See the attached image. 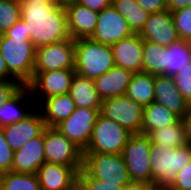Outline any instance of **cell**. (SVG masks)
<instances>
[{"label": "cell", "mask_w": 191, "mask_h": 190, "mask_svg": "<svg viewBox=\"0 0 191 190\" xmlns=\"http://www.w3.org/2000/svg\"><path fill=\"white\" fill-rule=\"evenodd\" d=\"M21 20L35 47L70 39L64 6L53 1H20Z\"/></svg>", "instance_id": "obj_1"}, {"label": "cell", "mask_w": 191, "mask_h": 190, "mask_svg": "<svg viewBox=\"0 0 191 190\" xmlns=\"http://www.w3.org/2000/svg\"><path fill=\"white\" fill-rule=\"evenodd\" d=\"M191 161V141L178 148H165L151 143L150 167L153 185L166 190L176 178L178 171Z\"/></svg>", "instance_id": "obj_2"}, {"label": "cell", "mask_w": 191, "mask_h": 190, "mask_svg": "<svg viewBox=\"0 0 191 190\" xmlns=\"http://www.w3.org/2000/svg\"><path fill=\"white\" fill-rule=\"evenodd\" d=\"M75 43L74 70L80 76L95 79L115 66L111 45L91 38H79Z\"/></svg>", "instance_id": "obj_3"}, {"label": "cell", "mask_w": 191, "mask_h": 190, "mask_svg": "<svg viewBox=\"0 0 191 190\" xmlns=\"http://www.w3.org/2000/svg\"><path fill=\"white\" fill-rule=\"evenodd\" d=\"M0 53L4 58L8 72L22 85L33 78L36 47L31 40L0 35Z\"/></svg>", "instance_id": "obj_4"}, {"label": "cell", "mask_w": 191, "mask_h": 190, "mask_svg": "<svg viewBox=\"0 0 191 190\" xmlns=\"http://www.w3.org/2000/svg\"><path fill=\"white\" fill-rule=\"evenodd\" d=\"M121 155L132 182L153 185L150 167L151 141L148 135L131 134Z\"/></svg>", "instance_id": "obj_5"}, {"label": "cell", "mask_w": 191, "mask_h": 190, "mask_svg": "<svg viewBox=\"0 0 191 190\" xmlns=\"http://www.w3.org/2000/svg\"><path fill=\"white\" fill-rule=\"evenodd\" d=\"M131 134L115 121L99 114L83 153L121 154Z\"/></svg>", "instance_id": "obj_6"}, {"label": "cell", "mask_w": 191, "mask_h": 190, "mask_svg": "<svg viewBox=\"0 0 191 190\" xmlns=\"http://www.w3.org/2000/svg\"><path fill=\"white\" fill-rule=\"evenodd\" d=\"M82 168L95 179L127 185L131 183L121 154L83 153Z\"/></svg>", "instance_id": "obj_7"}, {"label": "cell", "mask_w": 191, "mask_h": 190, "mask_svg": "<svg viewBox=\"0 0 191 190\" xmlns=\"http://www.w3.org/2000/svg\"><path fill=\"white\" fill-rule=\"evenodd\" d=\"M75 73L74 69L33 72L32 80L26 85L33 99L29 103L37 107L44 99L69 93Z\"/></svg>", "instance_id": "obj_8"}, {"label": "cell", "mask_w": 191, "mask_h": 190, "mask_svg": "<svg viewBox=\"0 0 191 190\" xmlns=\"http://www.w3.org/2000/svg\"><path fill=\"white\" fill-rule=\"evenodd\" d=\"M44 152L47 163L83 166V151L55 127L46 126L44 129Z\"/></svg>", "instance_id": "obj_9"}, {"label": "cell", "mask_w": 191, "mask_h": 190, "mask_svg": "<svg viewBox=\"0 0 191 190\" xmlns=\"http://www.w3.org/2000/svg\"><path fill=\"white\" fill-rule=\"evenodd\" d=\"M143 109L142 105L123 95L103 100L100 114L135 134L141 133Z\"/></svg>", "instance_id": "obj_10"}, {"label": "cell", "mask_w": 191, "mask_h": 190, "mask_svg": "<svg viewBox=\"0 0 191 190\" xmlns=\"http://www.w3.org/2000/svg\"><path fill=\"white\" fill-rule=\"evenodd\" d=\"M75 43L72 38L36 48L34 72L74 69Z\"/></svg>", "instance_id": "obj_11"}, {"label": "cell", "mask_w": 191, "mask_h": 190, "mask_svg": "<svg viewBox=\"0 0 191 190\" xmlns=\"http://www.w3.org/2000/svg\"><path fill=\"white\" fill-rule=\"evenodd\" d=\"M100 109L76 107L74 112L55 126V128L83 152L86 150Z\"/></svg>", "instance_id": "obj_12"}, {"label": "cell", "mask_w": 191, "mask_h": 190, "mask_svg": "<svg viewBox=\"0 0 191 190\" xmlns=\"http://www.w3.org/2000/svg\"><path fill=\"white\" fill-rule=\"evenodd\" d=\"M133 34L126 19L110 5L99 12L96 29L90 38L102 44L112 45Z\"/></svg>", "instance_id": "obj_13"}, {"label": "cell", "mask_w": 191, "mask_h": 190, "mask_svg": "<svg viewBox=\"0 0 191 190\" xmlns=\"http://www.w3.org/2000/svg\"><path fill=\"white\" fill-rule=\"evenodd\" d=\"M34 111L24 120L2 127L6 141L13 151L22 148L28 141L39 136L46 125L41 112Z\"/></svg>", "instance_id": "obj_14"}, {"label": "cell", "mask_w": 191, "mask_h": 190, "mask_svg": "<svg viewBox=\"0 0 191 190\" xmlns=\"http://www.w3.org/2000/svg\"><path fill=\"white\" fill-rule=\"evenodd\" d=\"M81 169L44 162L36 175L42 190H72L78 183Z\"/></svg>", "instance_id": "obj_15"}, {"label": "cell", "mask_w": 191, "mask_h": 190, "mask_svg": "<svg viewBox=\"0 0 191 190\" xmlns=\"http://www.w3.org/2000/svg\"><path fill=\"white\" fill-rule=\"evenodd\" d=\"M139 36L164 47L180 39L169 10L150 14Z\"/></svg>", "instance_id": "obj_16"}, {"label": "cell", "mask_w": 191, "mask_h": 190, "mask_svg": "<svg viewBox=\"0 0 191 190\" xmlns=\"http://www.w3.org/2000/svg\"><path fill=\"white\" fill-rule=\"evenodd\" d=\"M115 66L133 73L143 72V39L133 34L111 45Z\"/></svg>", "instance_id": "obj_17"}, {"label": "cell", "mask_w": 191, "mask_h": 190, "mask_svg": "<svg viewBox=\"0 0 191 190\" xmlns=\"http://www.w3.org/2000/svg\"><path fill=\"white\" fill-rule=\"evenodd\" d=\"M44 162H46V159L43 130L39 136L31 139L22 148L14 151L11 171L15 173L36 174Z\"/></svg>", "instance_id": "obj_18"}, {"label": "cell", "mask_w": 191, "mask_h": 190, "mask_svg": "<svg viewBox=\"0 0 191 190\" xmlns=\"http://www.w3.org/2000/svg\"><path fill=\"white\" fill-rule=\"evenodd\" d=\"M65 10L70 37L73 40L90 38L96 29L99 12L82 6L76 1L65 6Z\"/></svg>", "instance_id": "obj_19"}, {"label": "cell", "mask_w": 191, "mask_h": 190, "mask_svg": "<svg viewBox=\"0 0 191 190\" xmlns=\"http://www.w3.org/2000/svg\"><path fill=\"white\" fill-rule=\"evenodd\" d=\"M154 102L161 104L166 109L184 118L188 101L177 90L171 76L156 75Z\"/></svg>", "instance_id": "obj_20"}, {"label": "cell", "mask_w": 191, "mask_h": 190, "mask_svg": "<svg viewBox=\"0 0 191 190\" xmlns=\"http://www.w3.org/2000/svg\"><path fill=\"white\" fill-rule=\"evenodd\" d=\"M133 72L114 66L108 72L94 79V85L102 100L123 96L131 82Z\"/></svg>", "instance_id": "obj_21"}, {"label": "cell", "mask_w": 191, "mask_h": 190, "mask_svg": "<svg viewBox=\"0 0 191 190\" xmlns=\"http://www.w3.org/2000/svg\"><path fill=\"white\" fill-rule=\"evenodd\" d=\"M37 107L48 127H55L67 119L76 108L69 93L44 99Z\"/></svg>", "instance_id": "obj_22"}, {"label": "cell", "mask_w": 191, "mask_h": 190, "mask_svg": "<svg viewBox=\"0 0 191 190\" xmlns=\"http://www.w3.org/2000/svg\"><path fill=\"white\" fill-rule=\"evenodd\" d=\"M26 97L29 98L27 99ZM30 98H32V95L29 88L23 85L8 101H6L0 107V128L24 120L29 116L34 111L32 107H34L35 104L29 106L30 110L23 105L27 103L25 102L26 100H31ZM21 105L22 107H20Z\"/></svg>", "instance_id": "obj_23"}, {"label": "cell", "mask_w": 191, "mask_h": 190, "mask_svg": "<svg viewBox=\"0 0 191 190\" xmlns=\"http://www.w3.org/2000/svg\"><path fill=\"white\" fill-rule=\"evenodd\" d=\"M69 94L74 100L75 107L101 109L103 100L95 88L93 79L75 73Z\"/></svg>", "instance_id": "obj_24"}, {"label": "cell", "mask_w": 191, "mask_h": 190, "mask_svg": "<svg viewBox=\"0 0 191 190\" xmlns=\"http://www.w3.org/2000/svg\"><path fill=\"white\" fill-rule=\"evenodd\" d=\"M180 117L157 102L144 106L141 134L175 124Z\"/></svg>", "instance_id": "obj_25"}, {"label": "cell", "mask_w": 191, "mask_h": 190, "mask_svg": "<svg viewBox=\"0 0 191 190\" xmlns=\"http://www.w3.org/2000/svg\"><path fill=\"white\" fill-rule=\"evenodd\" d=\"M155 77L150 73H134L126 91V96L143 107L154 102Z\"/></svg>", "instance_id": "obj_26"}, {"label": "cell", "mask_w": 191, "mask_h": 190, "mask_svg": "<svg viewBox=\"0 0 191 190\" xmlns=\"http://www.w3.org/2000/svg\"><path fill=\"white\" fill-rule=\"evenodd\" d=\"M151 143L165 148H178L190 142L183 119L168 127L153 130L148 134Z\"/></svg>", "instance_id": "obj_27"}, {"label": "cell", "mask_w": 191, "mask_h": 190, "mask_svg": "<svg viewBox=\"0 0 191 190\" xmlns=\"http://www.w3.org/2000/svg\"><path fill=\"white\" fill-rule=\"evenodd\" d=\"M191 62V41L179 39L166 47L165 72L163 76H173Z\"/></svg>", "instance_id": "obj_28"}, {"label": "cell", "mask_w": 191, "mask_h": 190, "mask_svg": "<svg viewBox=\"0 0 191 190\" xmlns=\"http://www.w3.org/2000/svg\"><path fill=\"white\" fill-rule=\"evenodd\" d=\"M112 6L126 19L134 34L141 33L150 14L137 0H112Z\"/></svg>", "instance_id": "obj_29"}, {"label": "cell", "mask_w": 191, "mask_h": 190, "mask_svg": "<svg viewBox=\"0 0 191 190\" xmlns=\"http://www.w3.org/2000/svg\"><path fill=\"white\" fill-rule=\"evenodd\" d=\"M166 47L143 40V72L162 75L165 72Z\"/></svg>", "instance_id": "obj_30"}, {"label": "cell", "mask_w": 191, "mask_h": 190, "mask_svg": "<svg viewBox=\"0 0 191 190\" xmlns=\"http://www.w3.org/2000/svg\"><path fill=\"white\" fill-rule=\"evenodd\" d=\"M0 190H42L36 174L3 172Z\"/></svg>", "instance_id": "obj_31"}, {"label": "cell", "mask_w": 191, "mask_h": 190, "mask_svg": "<svg viewBox=\"0 0 191 190\" xmlns=\"http://www.w3.org/2000/svg\"><path fill=\"white\" fill-rule=\"evenodd\" d=\"M21 19L19 0H0V35Z\"/></svg>", "instance_id": "obj_32"}, {"label": "cell", "mask_w": 191, "mask_h": 190, "mask_svg": "<svg viewBox=\"0 0 191 190\" xmlns=\"http://www.w3.org/2000/svg\"><path fill=\"white\" fill-rule=\"evenodd\" d=\"M180 39L191 41V6L171 12Z\"/></svg>", "instance_id": "obj_33"}, {"label": "cell", "mask_w": 191, "mask_h": 190, "mask_svg": "<svg viewBox=\"0 0 191 190\" xmlns=\"http://www.w3.org/2000/svg\"><path fill=\"white\" fill-rule=\"evenodd\" d=\"M78 183L84 190H123L125 186L92 178L83 168L78 172Z\"/></svg>", "instance_id": "obj_34"}, {"label": "cell", "mask_w": 191, "mask_h": 190, "mask_svg": "<svg viewBox=\"0 0 191 190\" xmlns=\"http://www.w3.org/2000/svg\"><path fill=\"white\" fill-rule=\"evenodd\" d=\"M172 78L180 94L188 103L191 102V62Z\"/></svg>", "instance_id": "obj_35"}, {"label": "cell", "mask_w": 191, "mask_h": 190, "mask_svg": "<svg viewBox=\"0 0 191 190\" xmlns=\"http://www.w3.org/2000/svg\"><path fill=\"white\" fill-rule=\"evenodd\" d=\"M14 161V151L6 141L5 134L0 128V175L3 172L11 171Z\"/></svg>", "instance_id": "obj_36"}, {"label": "cell", "mask_w": 191, "mask_h": 190, "mask_svg": "<svg viewBox=\"0 0 191 190\" xmlns=\"http://www.w3.org/2000/svg\"><path fill=\"white\" fill-rule=\"evenodd\" d=\"M166 190H191V161L178 171L175 181Z\"/></svg>", "instance_id": "obj_37"}, {"label": "cell", "mask_w": 191, "mask_h": 190, "mask_svg": "<svg viewBox=\"0 0 191 190\" xmlns=\"http://www.w3.org/2000/svg\"><path fill=\"white\" fill-rule=\"evenodd\" d=\"M23 85L18 80L0 81V107L8 101Z\"/></svg>", "instance_id": "obj_38"}, {"label": "cell", "mask_w": 191, "mask_h": 190, "mask_svg": "<svg viewBox=\"0 0 191 190\" xmlns=\"http://www.w3.org/2000/svg\"><path fill=\"white\" fill-rule=\"evenodd\" d=\"M137 3L149 14L168 10L167 0H137Z\"/></svg>", "instance_id": "obj_39"}, {"label": "cell", "mask_w": 191, "mask_h": 190, "mask_svg": "<svg viewBox=\"0 0 191 190\" xmlns=\"http://www.w3.org/2000/svg\"><path fill=\"white\" fill-rule=\"evenodd\" d=\"M4 35L6 37L14 38H22V40H31L30 36H28V29L25 26V22L23 20H19L15 23L9 30H7Z\"/></svg>", "instance_id": "obj_40"}, {"label": "cell", "mask_w": 191, "mask_h": 190, "mask_svg": "<svg viewBox=\"0 0 191 190\" xmlns=\"http://www.w3.org/2000/svg\"><path fill=\"white\" fill-rule=\"evenodd\" d=\"M76 2L96 12H101L112 5V0H76Z\"/></svg>", "instance_id": "obj_41"}, {"label": "cell", "mask_w": 191, "mask_h": 190, "mask_svg": "<svg viewBox=\"0 0 191 190\" xmlns=\"http://www.w3.org/2000/svg\"><path fill=\"white\" fill-rule=\"evenodd\" d=\"M123 190H158L154 185L143 182H131L124 186Z\"/></svg>", "instance_id": "obj_42"}, {"label": "cell", "mask_w": 191, "mask_h": 190, "mask_svg": "<svg viewBox=\"0 0 191 190\" xmlns=\"http://www.w3.org/2000/svg\"><path fill=\"white\" fill-rule=\"evenodd\" d=\"M168 10L170 12L191 6V0H167Z\"/></svg>", "instance_id": "obj_43"}, {"label": "cell", "mask_w": 191, "mask_h": 190, "mask_svg": "<svg viewBox=\"0 0 191 190\" xmlns=\"http://www.w3.org/2000/svg\"><path fill=\"white\" fill-rule=\"evenodd\" d=\"M16 80L9 72L4 58L0 53V81Z\"/></svg>", "instance_id": "obj_44"}, {"label": "cell", "mask_w": 191, "mask_h": 190, "mask_svg": "<svg viewBox=\"0 0 191 190\" xmlns=\"http://www.w3.org/2000/svg\"><path fill=\"white\" fill-rule=\"evenodd\" d=\"M186 132L188 135L189 140L191 141V102L188 103V107L185 113V116L183 118Z\"/></svg>", "instance_id": "obj_45"}, {"label": "cell", "mask_w": 191, "mask_h": 190, "mask_svg": "<svg viewBox=\"0 0 191 190\" xmlns=\"http://www.w3.org/2000/svg\"><path fill=\"white\" fill-rule=\"evenodd\" d=\"M76 0H53V2L56 4V5H60V6H67L69 4H72L74 3Z\"/></svg>", "instance_id": "obj_46"}, {"label": "cell", "mask_w": 191, "mask_h": 190, "mask_svg": "<svg viewBox=\"0 0 191 190\" xmlns=\"http://www.w3.org/2000/svg\"><path fill=\"white\" fill-rule=\"evenodd\" d=\"M72 190H84V189L79 183H77Z\"/></svg>", "instance_id": "obj_47"}, {"label": "cell", "mask_w": 191, "mask_h": 190, "mask_svg": "<svg viewBox=\"0 0 191 190\" xmlns=\"http://www.w3.org/2000/svg\"><path fill=\"white\" fill-rule=\"evenodd\" d=\"M19 1H32V2H35V1H53V0H19Z\"/></svg>", "instance_id": "obj_48"}]
</instances>
